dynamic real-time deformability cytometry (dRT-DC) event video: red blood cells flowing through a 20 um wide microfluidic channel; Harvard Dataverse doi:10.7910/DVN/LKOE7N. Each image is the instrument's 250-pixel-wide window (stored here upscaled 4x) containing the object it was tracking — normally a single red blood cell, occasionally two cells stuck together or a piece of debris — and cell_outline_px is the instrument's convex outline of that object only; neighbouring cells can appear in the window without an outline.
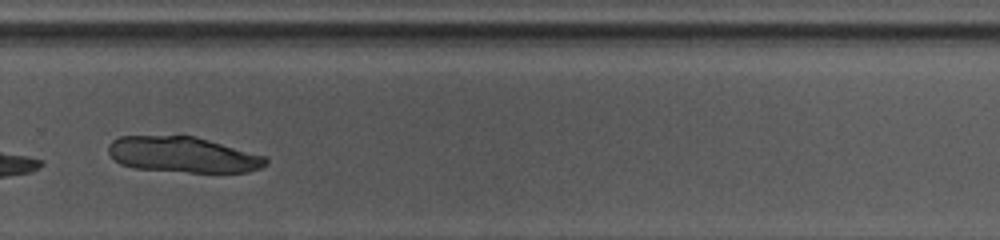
{"species": "common noctule bat (a hibernating species)", "species_latin": "Nyctalus noctula", "temperature_condition": "warm", "stored_images_in_passage": 27, "camera_frame_rate_fps": 3000, "um_per_image_px": 0.085, "animal": {"sex": "female", "body_mass_g": 10.0, "forearm_length_mm": 53.1}, "frame": {"image": 1, "passage_image": 20, "time_ms": 6.333, "image_size_px": [1000, 240], "cell_outline_px": [[268, 164], [260, 168], [248, 172], [188, 172], [136, 168], [120, 164], [108, 152], [108, 144], [112, 140], [120, 136], [192, 136], [208, 140], [264, 156], [268, 160]], "centroid_in_image_um": [15.53, 13.15], "position_along_channel_um": 314.3, "area_um2": 32.43}}